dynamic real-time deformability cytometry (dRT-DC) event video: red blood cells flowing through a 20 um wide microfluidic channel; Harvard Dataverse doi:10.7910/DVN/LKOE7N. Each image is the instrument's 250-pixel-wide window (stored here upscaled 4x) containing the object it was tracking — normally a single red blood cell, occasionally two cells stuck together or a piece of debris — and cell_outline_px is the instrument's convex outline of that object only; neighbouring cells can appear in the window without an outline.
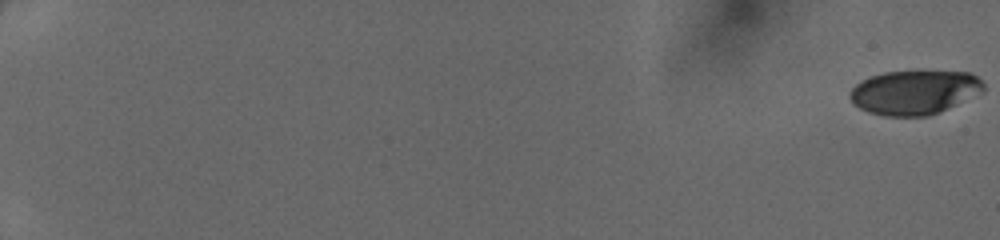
{"species": "human", "species_latin": "Homo sapiens", "temperature_condition": "cold", "stored_images_in_passage": 51, "camera_frame_rate_fps": 3000, "um_per_image_px": 0.085, "donor": {"sex": "female"}, "frame": {"image": 1, "passage_image": 1, "time_ms": 0.0, "image_size_px": [1000, 240], "cell_outline_px": [[984, 92], [928, 116], [884, 116], [868, 112], [852, 104], [848, 96], [848, 92], [856, 84], [872, 76], [884, 72], [968, 72], [976, 76], [984, 84]], "centroid_in_image_um": [77.69, 7.86], "position_along_channel_um": 7.3, "area_um2": 34.16}}
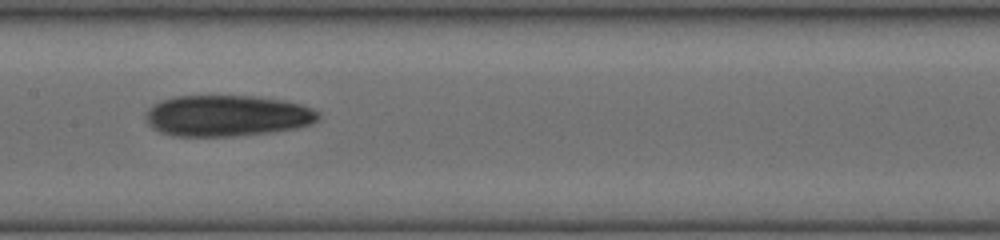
{"frame": {"image": 2, "passage_image": 30, "time_ms": 9.667, "image_size_px": [1000, 240], "cell_outline_px": [[320, 120], [312, 124], [296, 128], [268, 132], [232, 136], [176, 136], [160, 132], [152, 128], [148, 124], [144, 116], [148, 108], [152, 104], [160, 100], [172, 96], [252, 96], [284, 100], [300, 104], [312, 108], [320, 112]], "centroid_in_image_um": [19.28, 9.83], "position_along_channel_um": 188.1, "area_um2": 41.73}}
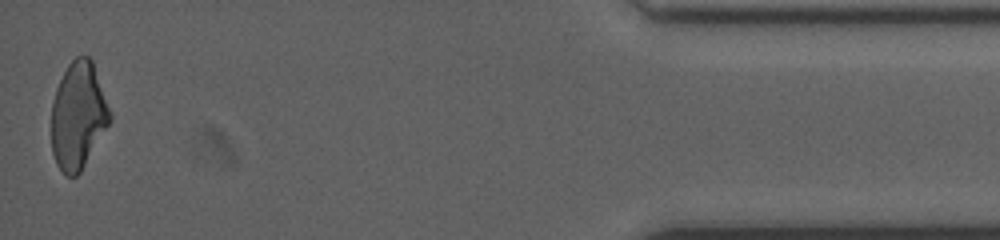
{"frame": {"image": 3, "passage_image": 51, "time_ms": 16.667, "image_size_px": [1000, 240], "cell_outline_px": [[112, 120], [80, 172], [76, 176], [68, 176], [56, 164], [52, 152], [52, 104], [56, 88], [68, 64], [76, 56], [88, 56], [92, 60], [112, 112]], "centroid_in_image_um": [6.67, 9.82], "position_along_channel_um": 428.5, "area_um2": 36.47}}